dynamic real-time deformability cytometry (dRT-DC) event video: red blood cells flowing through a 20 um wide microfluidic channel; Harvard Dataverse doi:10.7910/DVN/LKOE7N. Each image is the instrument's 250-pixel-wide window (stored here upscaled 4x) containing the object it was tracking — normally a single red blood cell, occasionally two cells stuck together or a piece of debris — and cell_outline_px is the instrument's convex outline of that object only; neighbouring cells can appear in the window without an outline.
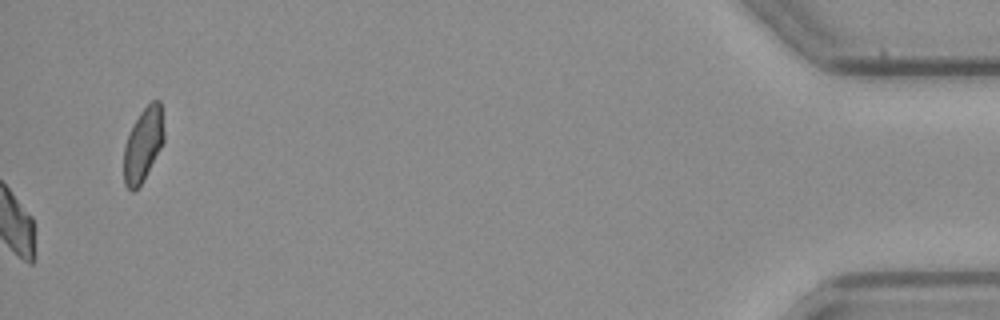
{"species": "common noctule bat (a hibernating species)", "species_latin": "Nyctalus noctula", "temperature_condition": "cold", "stored_images_in_passage": 46, "camera_frame_rate_fps": 3000, "um_per_image_px": 0.085, "animal": {"sex": "female", "body_mass_g": 21.9}, "frame": {"image": 1, "passage_image": 46, "time_ms": 15.0, "image_size_px": [1000, 320], "cell_outline_px": [[164, 140], [144, 180], [132, 192], [124, 184], [124, 144], [140, 112], [152, 100], [160, 100], [164, 132]], "centroid_in_image_um": [12.17, 12.29], "position_along_channel_um": 423.0, "area_um2": 16.99}, "authors_computed_cell_mechanics": {"area_um2": 19.3919, "velocity_mm_per_s": 3.9138, "shape_relaxation_time_tau1_ms": 7.4322, "shape_relaxation_time_tau2_ms": null, "deformation_change_tau1": 0.1367, "deformation_change_tau2": null}}